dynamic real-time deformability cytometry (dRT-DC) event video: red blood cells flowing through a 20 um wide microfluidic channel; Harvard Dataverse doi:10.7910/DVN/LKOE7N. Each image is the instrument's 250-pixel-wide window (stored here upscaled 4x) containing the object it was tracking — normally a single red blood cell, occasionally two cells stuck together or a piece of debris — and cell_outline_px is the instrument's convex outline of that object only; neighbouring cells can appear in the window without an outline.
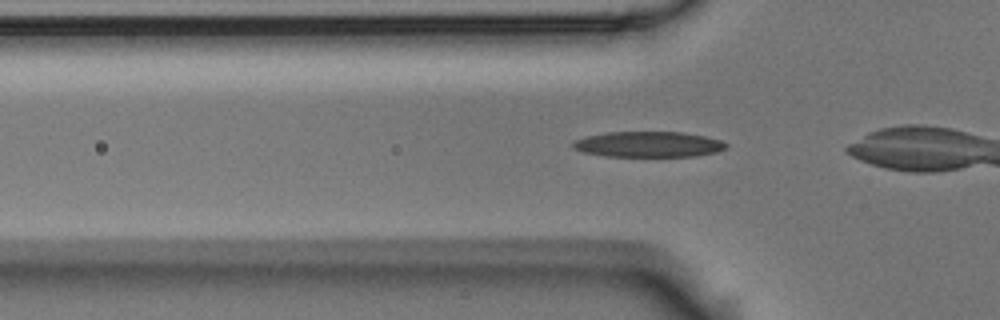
{"species": "Egyptian fruit bat (a non-hibernating species)", "species_latin": "Rousettus aegyptiacus", "temperature_condition": "room temperature", "stored_images_in_passage": 9, "camera_frame_rate_fps": 3000, "um_per_image_px": 0.085, "animal": {"sex": "male"}, "frame": {"image": 1, "passage_image": 6, "time_ms": 1.667, "image_size_px": [1000, 320], "cell_outline_px": [[728, 144], [724, 148], [716, 152], [696, 156], [604, 156], [584, 152], [572, 148], [572, 144], [576, 140], [584, 136], [608, 132], [684, 132], [704, 136], [720, 140]], "centroid_in_image_um": [55.09, 12.26], "position_along_channel_um": 70.7, "area_um2": 22.77}}